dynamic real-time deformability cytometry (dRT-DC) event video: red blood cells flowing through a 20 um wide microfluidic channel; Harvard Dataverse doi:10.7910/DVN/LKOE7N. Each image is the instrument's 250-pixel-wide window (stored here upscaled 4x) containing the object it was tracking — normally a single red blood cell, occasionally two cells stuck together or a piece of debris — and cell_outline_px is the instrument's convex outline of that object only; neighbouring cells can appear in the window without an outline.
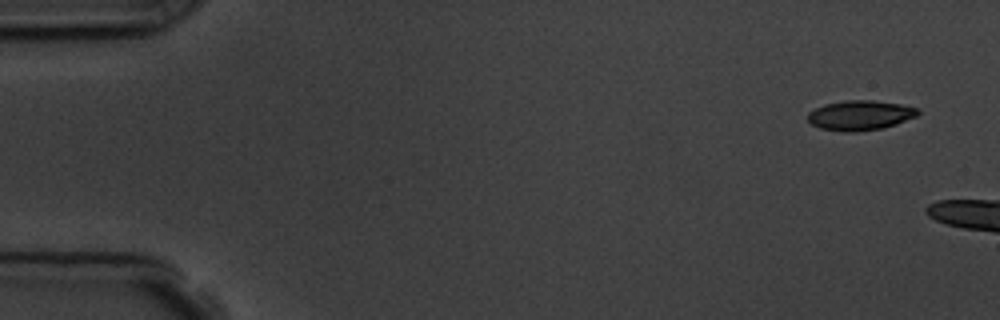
{"species": "common noctule bat (a hibernating species)", "species_latin": "Nyctalus noctula", "temperature_condition": "room temperature", "stored_images_in_passage": 3, "camera_frame_rate_fps": 3000, "um_per_image_px": 0.085, "animal": {"sex": "male", "body_mass_g": 19.5, "forearm_length_mm": 54.6}, "frame": {"image": 1, "passage_image": 1, "time_ms": 0.0, "image_size_px": [1000, 320], "cell_outline_px": [[920, 112], [916, 116], [896, 124], [884, 128], [856, 132], [844, 132], [820, 128], [812, 124], [808, 120], [808, 112], [824, 104], [844, 100], [872, 100], [900, 104], [916, 108]], "centroid_in_image_um": [73.09, 9.8], "position_along_channel_um": 11.9, "area_um2": 19.13}}